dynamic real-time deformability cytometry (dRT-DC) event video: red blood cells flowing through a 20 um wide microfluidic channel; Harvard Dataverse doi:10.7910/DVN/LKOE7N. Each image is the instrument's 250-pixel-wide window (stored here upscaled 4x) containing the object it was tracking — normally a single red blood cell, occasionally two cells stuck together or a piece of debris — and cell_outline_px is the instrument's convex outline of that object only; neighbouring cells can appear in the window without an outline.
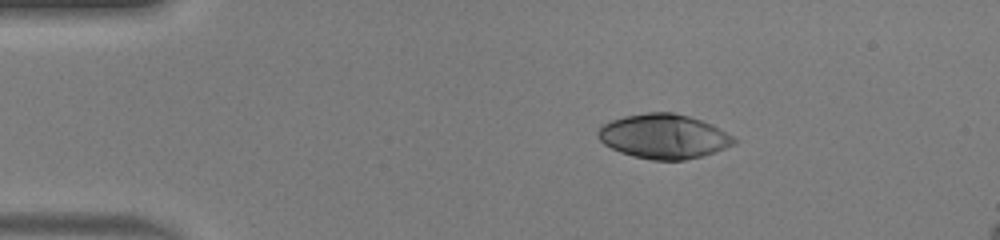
{"species": "human", "species_latin": "Homo sapiens", "temperature_condition": "warm", "stored_images_in_passage": 41, "camera_frame_rate_fps": 3000, "um_per_image_px": 0.085, "donor": {"sex": "male"}, "frame": {"image": 1, "passage_image": 1, "time_ms": 0.0, "image_size_px": [1000, 240], "cell_outline_px": [[736, 140], [732, 144], [724, 148], [700, 156], [684, 160], [652, 160], [632, 156], [620, 152], [604, 144], [596, 136], [596, 132], [600, 124], [624, 116], [648, 112], [672, 112], [688, 116], [712, 124], [732, 136]], "centroid_in_image_um": [56.34, 11.58], "position_along_channel_um": 28.7, "area_um2": 35.08}}
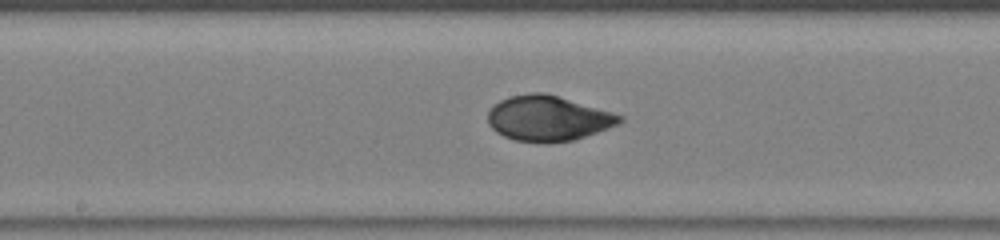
{"frame": {"image": 2, "passage_image": 18, "time_ms": 5.667, "image_size_px": [1000, 240], "cell_outline_px": [[624, 120], [620, 124], [572, 140], [548, 144], [516, 140], [504, 136], [496, 132], [488, 124], [488, 112], [500, 100], [512, 96], [528, 92], [544, 92], [624, 116]], "centroid_in_image_um": [46.57, 10.07], "position_along_channel_um": 201.6, "area_um2": 34.56}}
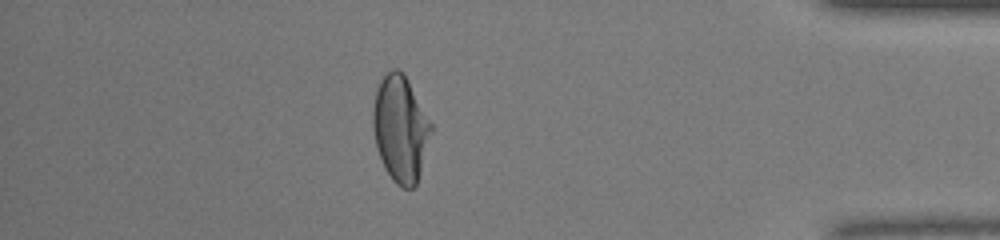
{"frame": {"image": 3, "passage_image": 35, "time_ms": 11.333, "image_size_px": [1000, 240], "cell_outline_px": [[432, 132], [416, 184], [412, 188], [404, 188], [396, 184], [392, 180], [376, 148], [372, 124], [372, 112], [376, 88], [380, 80], [392, 68], [396, 68], [404, 72], [432, 124]], "centroid_in_image_um": [34.03, 10.9], "position_along_channel_um": 401.2, "area_um2": 35.84}, "authors_computed_cell_mechanics": {"area_um2": 34.68, "velocity_mm_per_s": 4.2151, "shape_relaxation_time_tau1_ms": 4.0381, "shape_relaxation_time_tau2_ms": null, "deformation_change_tau1": 0.228, "deformation_change_tau2": null}}